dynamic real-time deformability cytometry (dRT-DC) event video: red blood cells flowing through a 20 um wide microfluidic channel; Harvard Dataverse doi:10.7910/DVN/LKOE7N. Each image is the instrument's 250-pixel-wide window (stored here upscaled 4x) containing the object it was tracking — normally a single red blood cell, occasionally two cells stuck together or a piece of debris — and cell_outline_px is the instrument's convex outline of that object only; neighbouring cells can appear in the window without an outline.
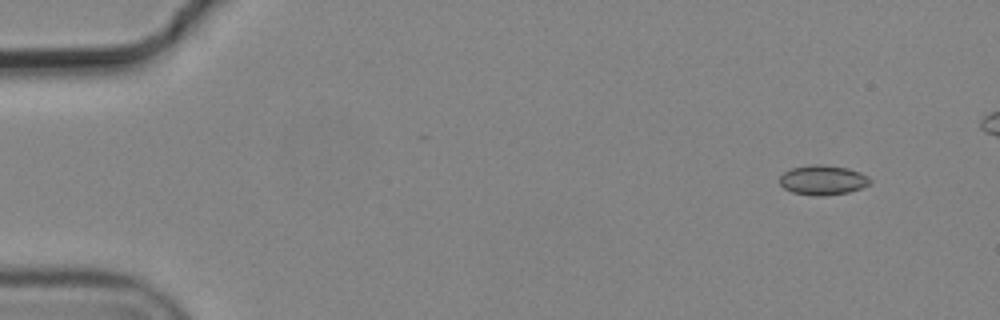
{"species": "common noctule bat (a hibernating species)", "species_latin": "Nyctalus noctula", "temperature_condition": "cold", "stored_images_in_passage": 6, "camera_frame_rate_fps": 3000, "um_per_image_px": 0.085, "animal": {"sex": "male", "body_mass_g": 19.2, "forearm_length_mm": 51.8}, "frame": {"image": 1, "passage_image": 2, "time_ms": 0.333, "image_size_px": [1000, 320], "cell_outline_px": [[872, 180], [868, 184], [860, 188], [848, 192], [824, 196], [812, 196], [792, 192], [784, 188], [780, 184], [780, 176], [784, 172], [792, 168], [812, 164], [820, 164], [848, 168], [860, 172], [868, 176]], "centroid_in_image_um": [69.93, 15.3], "position_along_channel_um": 15.1, "area_um2": 15.66}}